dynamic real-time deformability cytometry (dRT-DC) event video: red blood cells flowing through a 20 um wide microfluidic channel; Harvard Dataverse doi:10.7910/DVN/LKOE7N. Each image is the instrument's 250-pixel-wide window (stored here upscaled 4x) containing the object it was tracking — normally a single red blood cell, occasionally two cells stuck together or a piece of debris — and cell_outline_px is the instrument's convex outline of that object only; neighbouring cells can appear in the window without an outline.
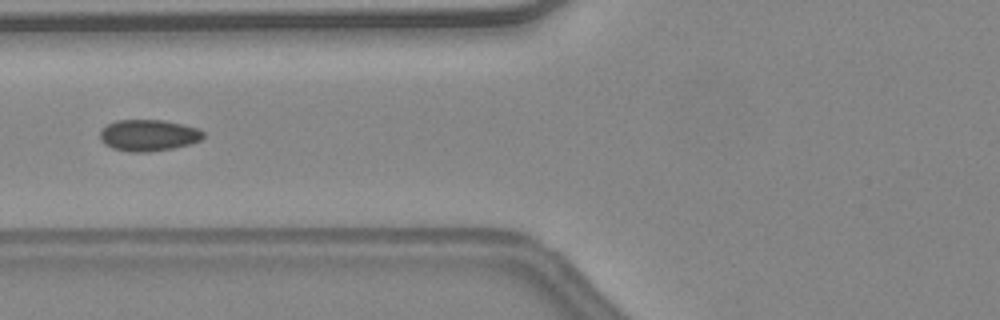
{"species": "common noctule bat (a hibernating species)", "species_latin": "Nyctalus noctula", "temperature_condition": "warm", "stored_images_in_passage": 47, "camera_frame_rate_fps": 3000, "um_per_image_px": 0.085, "animal": {"sex": "female", "body_mass_g": 24.6, "forearm_length_mm": 56.2}, "frame": {"image": 1, "passage_image": 21, "time_ms": 6.667, "image_size_px": [1000, 320], "cell_outline_px": [[204, 136], [200, 140], [188, 144], [172, 148], [148, 152], [128, 152], [112, 148], [104, 144], [100, 140], [100, 132], [108, 124], [116, 120], [164, 120], [196, 128], [204, 132]], "centroid_in_image_um": [12.58, 11.5], "position_along_channel_um": 113.2, "area_um2": 18.79}, "authors_computed_cell_mechanics": {"area_um2": 18.3804, "velocity_mm_per_s": 4.5423, "shape_relaxation_time_tau1_ms": null, "shape_relaxation_time_tau2_ms": 0.7638, "deformation_change_tau1": null, "deformation_change_tau2": 0.0617}}